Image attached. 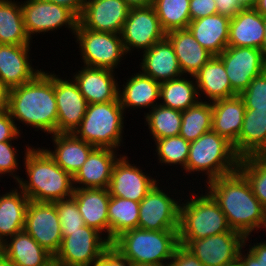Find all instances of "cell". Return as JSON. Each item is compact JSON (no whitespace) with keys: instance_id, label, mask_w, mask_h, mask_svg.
<instances>
[{"instance_id":"1","label":"cell","mask_w":266,"mask_h":266,"mask_svg":"<svg viewBox=\"0 0 266 266\" xmlns=\"http://www.w3.org/2000/svg\"><path fill=\"white\" fill-rule=\"evenodd\" d=\"M204 186L218 203L232 230L244 236H252L254 230L258 233L261 228L266 231V209L254 196L249 182L239 170L213 179Z\"/></svg>"},{"instance_id":"2","label":"cell","mask_w":266,"mask_h":266,"mask_svg":"<svg viewBox=\"0 0 266 266\" xmlns=\"http://www.w3.org/2000/svg\"><path fill=\"white\" fill-rule=\"evenodd\" d=\"M8 112L21 133L17 122L50 134L57 133V102L55 73L42 70L33 80L8 93Z\"/></svg>"},{"instance_id":"3","label":"cell","mask_w":266,"mask_h":266,"mask_svg":"<svg viewBox=\"0 0 266 266\" xmlns=\"http://www.w3.org/2000/svg\"><path fill=\"white\" fill-rule=\"evenodd\" d=\"M24 151L27 180L20 178L15 184L30 201L55 202L73 196V176L63 170L43 147L27 144Z\"/></svg>"},{"instance_id":"4","label":"cell","mask_w":266,"mask_h":266,"mask_svg":"<svg viewBox=\"0 0 266 266\" xmlns=\"http://www.w3.org/2000/svg\"><path fill=\"white\" fill-rule=\"evenodd\" d=\"M111 246L131 265H169L179 246L178 230H127L116 237Z\"/></svg>"},{"instance_id":"5","label":"cell","mask_w":266,"mask_h":266,"mask_svg":"<svg viewBox=\"0 0 266 266\" xmlns=\"http://www.w3.org/2000/svg\"><path fill=\"white\" fill-rule=\"evenodd\" d=\"M190 191L191 196H190ZM189 191L187 199L181 198L179 216V245L186 246L191 240L229 232L225 214L218 203L206 191L195 193ZM190 196V197H189ZM182 200H184L182 202Z\"/></svg>"},{"instance_id":"6","label":"cell","mask_w":266,"mask_h":266,"mask_svg":"<svg viewBox=\"0 0 266 266\" xmlns=\"http://www.w3.org/2000/svg\"><path fill=\"white\" fill-rule=\"evenodd\" d=\"M240 158L233 144L213 130L190 142L186 173L202 174L207 183L238 170ZM197 172V173H196Z\"/></svg>"},{"instance_id":"7","label":"cell","mask_w":266,"mask_h":266,"mask_svg":"<svg viewBox=\"0 0 266 266\" xmlns=\"http://www.w3.org/2000/svg\"><path fill=\"white\" fill-rule=\"evenodd\" d=\"M125 113L118 98L110 102L88 104L74 134L95 147L120 150L119 147L125 143Z\"/></svg>"},{"instance_id":"8","label":"cell","mask_w":266,"mask_h":266,"mask_svg":"<svg viewBox=\"0 0 266 266\" xmlns=\"http://www.w3.org/2000/svg\"><path fill=\"white\" fill-rule=\"evenodd\" d=\"M74 36L84 66L115 71L126 59L120 34L92 31L78 23Z\"/></svg>"},{"instance_id":"9","label":"cell","mask_w":266,"mask_h":266,"mask_svg":"<svg viewBox=\"0 0 266 266\" xmlns=\"http://www.w3.org/2000/svg\"><path fill=\"white\" fill-rule=\"evenodd\" d=\"M103 236L86 225L79 230L68 231L53 259L65 266H92L111 246V242Z\"/></svg>"},{"instance_id":"10","label":"cell","mask_w":266,"mask_h":266,"mask_svg":"<svg viewBox=\"0 0 266 266\" xmlns=\"http://www.w3.org/2000/svg\"><path fill=\"white\" fill-rule=\"evenodd\" d=\"M159 184L158 181L140 201L138 228L151 231L179 230L182 196L175 199V195H169L171 191L168 193Z\"/></svg>"},{"instance_id":"11","label":"cell","mask_w":266,"mask_h":266,"mask_svg":"<svg viewBox=\"0 0 266 266\" xmlns=\"http://www.w3.org/2000/svg\"><path fill=\"white\" fill-rule=\"evenodd\" d=\"M23 21L27 36L32 40L33 35L55 32L65 26L74 35L79 18L68 8L51 3L47 0L21 1Z\"/></svg>"},{"instance_id":"12","label":"cell","mask_w":266,"mask_h":266,"mask_svg":"<svg viewBox=\"0 0 266 266\" xmlns=\"http://www.w3.org/2000/svg\"><path fill=\"white\" fill-rule=\"evenodd\" d=\"M120 35L129 55L135 49H150L166 37L153 6L130 8Z\"/></svg>"},{"instance_id":"13","label":"cell","mask_w":266,"mask_h":266,"mask_svg":"<svg viewBox=\"0 0 266 266\" xmlns=\"http://www.w3.org/2000/svg\"><path fill=\"white\" fill-rule=\"evenodd\" d=\"M218 57L224 64L235 95H240L255 77L266 71V60L261 49L228 46Z\"/></svg>"},{"instance_id":"14","label":"cell","mask_w":266,"mask_h":266,"mask_svg":"<svg viewBox=\"0 0 266 266\" xmlns=\"http://www.w3.org/2000/svg\"><path fill=\"white\" fill-rule=\"evenodd\" d=\"M24 230L54 257L63 238L54 202L29 201Z\"/></svg>"},{"instance_id":"15","label":"cell","mask_w":266,"mask_h":266,"mask_svg":"<svg viewBox=\"0 0 266 266\" xmlns=\"http://www.w3.org/2000/svg\"><path fill=\"white\" fill-rule=\"evenodd\" d=\"M245 236L235 230L191 240L185 248L204 266H225L239 256L244 246Z\"/></svg>"},{"instance_id":"16","label":"cell","mask_w":266,"mask_h":266,"mask_svg":"<svg viewBox=\"0 0 266 266\" xmlns=\"http://www.w3.org/2000/svg\"><path fill=\"white\" fill-rule=\"evenodd\" d=\"M128 159L123 154L118 158L107 189L110 196L140 202L160 180L143 172L141 167L131 164Z\"/></svg>"},{"instance_id":"17","label":"cell","mask_w":266,"mask_h":266,"mask_svg":"<svg viewBox=\"0 0 266 266\" xmlns=\"http://www.w3.org/2000/svg\"><path fill=\"white\" fill-rule=\"evenodd\" d=\"M67 77L66 75L63 79L59 74H55L57 133H74L80 126L88 105L77 83L73 78Z\"/></svg>"},{"instance_id":"18","label":"cell","mask_w":266,"mask_h":266,"mask_svg":"<svg viewBox=\"0 0 266 266\" xmlns=\"http://www.w3.org/2000/svg\"><path fill=\"white\" fill-rule=\"evenodd\" d=\"M129 10L124 0H85L79 24L96 32L121 34Z\"/></svg>"},{"instance_id":"19","label":"cell","mask_w":266,"mask_h":266,"mask_svg":"<svg viewBox=\"0 0 266 266\" xmlns=\"http://www.w3.org/2000/svg\"><path fill=\"white\" fill-rule=\"evenodd\" d=\"M30 45L0 44V83L8 90L33 80L43 69H34Z\"/></svg>"},{"instance_id":"20","label":"cell","mask_w":266,"mask_h":266,"mask_svg":"<svg viewBox=\"0 0 266 266\" xmlns=\"http://www.w3.org/2000/svg\"><path fill=\"white\" fill-rule=\"evenodd\" d=\"M82 67L72 74V78L88 104L110 102L118 98L119 84L115 71L84 65Z\"/></svg>"},{"instance_id":"21","label":"cell","mask_w":266,"mask_h":266,"mask_svg":"<svg viewBox=\"0 0 266 266\" xmlns=\"http://www.w3.org/2000/svg\"><path fill=\"white\" fill-rule=\"evenodd\" d=\"M117 151L111 148L96 147L90 153L82 167L73 176L74 187L80 189H107L113 167L119 156L122 155H119Z\"/></svg>"},{"instance_id":"22","label":"cell","mask_w":266,"mask_h":266,"mask_svg":"<svg viewBox=\"0 0 266 266\" xmlns=\"http://www.w3.org/2000/svg\"><path fill=\"white\" fill-rule=\"evenodd\" d=\"M141 53V72L153 80L162 83L183 75L174 48L166 37Z\"/></svg>"},{"instance_id":"23","label":"cell","mask_w":266,"mask_h":266,"mask_svg":"<svg viewBox=\"0 0 266 266\" xmlns=\"http://www.w3.org/2000/svg\"><path fill=\"white\" fill-rule=\"evenodd\" d=\"M72 198L86 226L95 228L109 240L108 204L110 194L103 188H75ZM106 234V236H105Z\"/></svg>"},{"instance_id":"24","label":"cell","mask_w":266,"mask_h":266,"mask_svg":"<svg viewBox=\"0 0 266 266\" xmlns=\"http://www.w3.org/2000/svg\"><path fill=\"white\" fill-rule=\"evenodd\" d=\"M126 82H124L122 90L118 87V99L124 112L132 109L148 108L152 109L160 103V83L153 80L150 76L145 75L141 71L132 73Z\"/></svg>"},{"instance_id":"25","label":"cell","mask_w":266,"mask_h":266,"mask_svg":"<svg viewBox=\"0 0 266 266\" xmlns=\"http://www.w3.org/2000/svg\"><path fill=\"white\" fill-rule=\"evenodd\" d=\"M54 150L43 147L54 161L74 176L82 167L95 146L78 138L74 133H55L51 136Z\"/></svg>"},{"instance_id":"26","label":"cell","mask_w":266,"mask_h":266,"mask_svg":"<svg viewBox=\"0 0 266 266\" xmlns=\"http://www.w3.org/2000/svg\"><path fill=\"white\" fill-rule=\"evenodd\" d=\"M230 20V17L216 13L190 21L187 29L203 48L218 56L228 47Z\"/></svg>"},{"instance_id":"27","label":"cell","mask_w":266,"mask_h":266,"mask_svg":"<svg viewBox=\"0 0 266 266\" xmlns=\"http://www.w3.org/2000/svg\"><path fill=\"white\" fill-rule=\"evenodd\" d=\"M233 147L240 159L266 155V110H245L242 129Z\"/></svg>"},{"instance_id":"28","label":"cell","mask_w":266,"mask_h":266,"mask_svg":"<svg viewBox=\"0 0 266 266\" xmlns=\"http://www.w3.org/2000/svg\"><path fill=\"white\" fill-rule=\"evenodd\" d=\"M264 17L254 8L241 9L231 18L228 46L262 48Z\"/></svg>"},{"instance_id":"29","label":"cell","mask_w":266,"mask_h":266,"mask_svg":"<svg viewBox=\"0 0 266 266\" xmlns=\"http://www.w3.org/2000/svg\"><path fill=\"white\" fill-rule=\"evenodd\" d=\"M166 38L174 48L183 75L194 76L213 56L198 43L188 29L168 32Z\"/></svg>"},{"instance_id":"30","label":"cell","mask_w":266,"mask_h":266,"mask_svg":"<svg viewBox=\"0 0 266 266\" xmlns=\"http://www.w3.org/2000/svg\"><path fill=\"white\" fill-rule=\"evenodd\" d=\"M0 245L1 255L16 266H46L53 256L25 230Z\"/></svg>"},{"instance_id":"31","label":"cell","mask_w":266,"mask_h":266,"mask_svg":"<svg viewBox=\"0 0 266 266\" xmlns=\"http://www.w3.org/2000/svg\"><path fill=\"white\" fill-rule=\"evenodd\" d=\"M212 130L234 144L242 129L245 104L243 99L236 95L227 99L212 102Z\"/></svg>"},{"instance_id":"32","label":"cell","mask_w":266,"mask_h":266,"mask_svg":"<svg viewBox=\"0 0 266 266\" xmlns=\"http://www.w3.org/2000/svg\"><path fill=\"white\" fill-rule=\"evenodd\" d=\"M199 100L202 98L214 102L236 96L224 68L222 60L218 56L212 58L194 75ZM202 94V95H201Z\"/></svg>"},{"instance_id":"33","label":"cell","mask_w":266,"mask_h":266,"mask_svg":"<svg viewBox=\"0 0 266 266\" xmlns=\"http://www.w3.org/2000/svg\"><path fill=\"white\" fill-rule=\"evenodd\" d=\"M29 201L17 186L0 195V245L24 230Z\"/></svg>"},{"instance_id":"34","label":"cell","mask_w":266,"mask_h":266,"mask_svg":"<svg viewBox=\"0 0 266 266\" xmlns=\"http://www.w3.org/2000/svg\"><path fill=\"white\" fill-rule=\"evenodd\" d=\"M160 100V105L180 111L194 106L200 101L194 76L182 75L160 83Z\"/></svg>"},{"instance_id":"35","label":"cell","mask_w":266,"mask_h":266,"mask_svg":"<svg viewBox=\"0 0 266 266\" xmlns=\"http://www.w3.org/2000/svg\"><path fill=\"white\" fill-rule=\"evenodd\" d=\"M24 27L21 2L0 0V44L32 45Z\"/></svg>"},{"instance_id":"36","label":"cell","mask_w":266,"mask_h":266,"mask_svg":"<svg viewBox=\"0 0 266 266\" xmlns=\"http://www.w3.org/2000/svg\"><path fill=\"white\" fill-rule=\"evenodd\" d=\"M140 202L110 196L108 204L109 241L121 233L138 228Z\"/></svg>"},{"instance_id":"37","label":"cell","mask_w":266,"mask_h":266,"mask_svg":"<svg viewBox=\"0 0 266 266\" xmlns=\"http://www.w3.org/2000/svg\"><path fill=\"white\" fill-rule=\"evenodd\" d=\"M144 113L146 125L153 141L178 136L181 130L182 111L160 104Z\"/></svg>"},{"instance_id":"38","label":"cell","mask_w":266,"mask_h":266,"mask_svg":"<svg viewBox=\"0 0 266 266\" xmlns=\"http://www.w3.org/2000/svg\"><path fill=\"white\" fill-rule=\"evenodd\" d=\"M204 100H200L194 106L182 111L179 135L186 141H195L207 131L212 130V103Z\"/></svg>"},{"instance_id":"39","label":"cell","mask_w":266,"mask_h":266,"mask_svg":"<svg viewBox=\"0 0 266 266\" xmlns=\"http://www.w3.org/2000/svg\"><path fill=\"white\" fill-rule=\"evenodd\" d=\"M190 0H154L153 7L165 33L187 29L190 19Z\"/></svg>"},{"instance_id":"40","label":"cell","mask_w":266,"mask_h":266,"mask_svg":"<svg viewBox=\"0 0 266 266\" xmlns=\"http://www.w3.org/2000/svg\"><path fill=\"white\" fill-rule=\"evenodd\" d=\"M155 155L157 154L160 166H182L181 170L186 173V163L190 150V142L186 141L182 136L166 137L155 140Z\"/></svg>"},{"instance_id":"41","label":"cell","mask_w":266,"mask_h":266,"mask_svg":"<svg viewBox=\"0 0 266 266\" xmlns=\"http://www.w3.org/2000/svg\"><path fill=\"white\" fill-rule=\"evenodd\" d=\"M238 170L245 176L254 196L266 209V155L240 159Z\"/></svg>"},{"instance_id":"42","label":"cell","mask_w":266,"mask_h":266,"mask_svg":"<svg viewBox=\"0 0 266 266\" xmlns=\"http://www.w3.org/2000/svg\"><path fill=\"white\" fill-rule=\"evenodd\" d=\"M54 204L61 224L62 237L68 231L79 230V228L85 226L84 220L78 210L77 203L72 197L55 201Z\"/></svg>"},{"instance_id":"43","label":"cell","mask_w":266,"mask_h":266,"mask_svg":"<svg viewBox=\"0 0 266 266\" xmlns=\"http://www.w3.org/2000/svg\"><path fill=\"white\" fill-rule=\"evenodd\" d=\"M239 96L246 109L266 110V71L255 77Z\"/></svg>"},{"instance_id":"44","label":"cell","mask_w":266,"mask_h":266,"mask_svg":"<svg viewBox=\"0 0 266 266\" xmlns=\"http://www.w3.org/2000/svg\"><path fill=\"white\" fill-rule=\"evenodd\" d=\"M12 143V141L0 142V177L2 178L7 174L17 182L21 178L17 171L20 164L17 153L18 151L20 153V150L16 149L17 147L13 146Z\"/></svg>"},{"instance_id":"45","label":"cell","mask_w":266,"mask_h":266,"mask_svg":"<svg viewBox=\"0 0 266 266\" xmlns=\"http://www.w3.org/2000/svg\"><path fill=\"white\" fill-rule=\"evenodd\" d=\"M250 235L245 236L244 246L239 251L238 258L244 266H266V241L250 243ZM246 243H250L249 245ZM246 248L245 250L243 248ZM248 249V250H247ZM245 251H248L245 253Z\"/></svg>"},{"instance_id":"46","label":"cell","mask_w":266,"mask_h":266,"mask_svg":"<svg viewBox=\"0 0 266 266\" xmlns=\"http://www.w3.org/2000/svg\"><path fill=\"white\" fill-rule=\"evenodd\" d=\"M189 7L191 21L217 13L215 0H190Z\"/></svg>"},{"instance_id":"47","label":"cell","mask_w":266,"mask_h":266,"mask_svg":"<svg viewBox=\"0 0 266 266\" xmlns=\"http://www.w3.org/2000/svg\"><path fill=\"white\" fill-rule=\"evenodd\" d=\"M21 134L16 128L15 122L10 116L9 112L6 111L0 114V142L17 140Z\"/></svg>"},{"instance_id":"48","label":"cell","mask_w":266,"mask_h":266,"mask_svg":"<svg viewBox=\"0 0 266 266\" xmlns=\"http://www.w3.org/2000/svg\"><path fill=\"white\" fill-rule=\"evenodd\" d=\"M92 266H132L115 248L110 246Z\"/></svg>"},{"instance_id":"49","label":"cell","mask_w":266,"mask_h":266,"mask_svg":"<svg viewBox=\"0 0 266 266\" xmlns=\"http://www.w3.org/2000/svg\"><path fill=\"white\" fill-rule=\"evenodd\" d=\"M169 266H204L190 251L179 245Z\"/></svg>"},{"instance_id":"50","label":"cell","mask_w":266,"mask_h":266,"mask_svg":"<svg viewBox=\"0 0 266 266\" xmlns=\"http://www.w3.org/2000/svg\"><path fill=\"white\" fill-rule=\"evenodd\" d=\"M215 4L217 13L228 16L230 18L234 17L238 13V11L241 10L235 0H215Z\"/></svg>"},{"instance_id":"51","label":"cell","mask_w":266,"mask_h":266,"mask_svg":"<svg viewBox=\"0 0 266 266\" xmlns=\"http://www.w3.org/2000/svg\"><path fill=\"white\" fill-rule=\"evenodd\" d=\"M51 3L63 6L71 10L78 18L82 14L85 0H47Z\"/></svg>"},{"instance_id":"52","label":"cell","mask_w":266,"mask_h":266,"mask_svg":"<svg viewBox=\"0 0 266 266\" xmlns=\"http://www.w3.org/2000/svg\"><path fill=\"white\" fill-rule=\"evenodd\" d=\"M9 90L0 83V114L8 111Z\"/></svg>"},{"instance_id":"53","label":"cell","mask_w":266,"mask_h":266,"mask_svg":"<svg viewBox=\"0 0 266 266\" xmlns=\"http://www.w3.org/2000/svg\"><path fill=\"white\" fill-rule=\"evenodd\" d=\"M130 8L149 7L154 0H124Z\"/></svg>"},{"instance_id":"54","label":"cell","mask_w":266,"mask_h":266,"mask_svg":"<svg viewBox=\"0 0 266 266\" xmlns=\"http://www.w3.org/2000/svg\"><path fill=\"white\" fill-rule=\"evenodd\" d=\"M254 9L266 18V0H257Z\"/></svg>"},{"instance_id":"55","label":"cell","mask_w":266,"mask_h":266,"mask_svg":"<svg viewBox=\"0 0 266 266\" xmlns=\"http://www.w3.org/2000/svg\"><path fill=\"white\" fill-rule=\"evenodd\" d=\"M241 9L254 8L257 0H235Z\"/></svg>"},{"instance_id":"56","label":"cell","mask_w":266,"mask_h":266,"mask_svg":"<svg viewBox=\"0 0 266 266\" xmlns=\"http://www.w3.org/2000/svg\"><path fill=\"white\" fill-rule=\"evenodd\" d=\"M264 58L266 60V18H264V40L262 43V48H261Z\"/></svg>"},{"instance_id":"57","label":"cell","mask_w":266,"mask_h":266,"mask_svg":"<svg viewBox=\"0 0 266 266\" xmlns=\"http://www.w3.org/2000/svg\"><path fill=\"white\" fill-rule=\"evenodd\" d=\"M0 266H16L14 263L10 262L2 255H0Z\"/></svg>"},{"instance_id":"58","label":"cell","mask_w":266,"mask_h":266,"mask_svg":"<svg viewBox=\"0 0 266 266\" xmlns=\"http://www.w3.org/2000/svg\"><path fill=\"white\" fill-rule=\"evenodd\" d=\"M225 266H244L239 258H237L232 263L226 264Z\"/></svg>"},{"instance_id":"59","label":"cell","mask_w":266,"mask_h":266,"mask_svg":"<svg viewBox=\"0 0 266 266\" xmlns=\"http://www.w3.org/2000/svg\"><path fill=\"white\" fill-rule=\"evenodd\" d=\"M46 266H65L59 262H57L56 260L52 259Z\"/></svg>"},{"instance_id":"60","label":"cell","mask_w":266,"mask_h":266,"mask_svg":"<svg viewBox=\"0 0 266 266\" xmlns=\"http://www.w3.org/2000/svg\"><path fill=\"white\" fill-rule=\"evenodd\" d=\"M132 266H169V265H158V264H137Z\"/></svg>"}]
</instances>
